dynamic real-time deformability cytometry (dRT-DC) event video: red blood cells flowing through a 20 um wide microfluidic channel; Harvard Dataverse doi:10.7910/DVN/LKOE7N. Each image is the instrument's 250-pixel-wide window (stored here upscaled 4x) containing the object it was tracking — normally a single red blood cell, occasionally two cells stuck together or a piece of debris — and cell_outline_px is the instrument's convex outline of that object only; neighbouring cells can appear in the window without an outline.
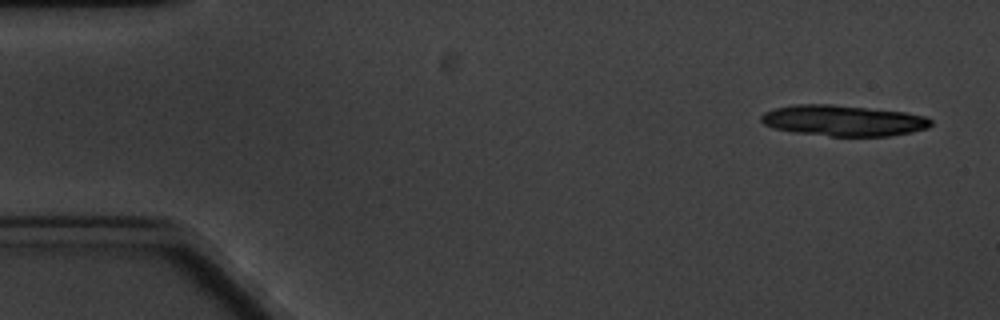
{"species": "common noctule bat (a hibernating species)", "species_latin": "Nyctalus noctula", "temperature_condition": "cold", "stored_images_in_passage": 3, "camera_frame_rate_fps": 3000, "um_per_image_px": 0.085, "animal": {"sex": "male", "body_mass_g": 20.1, "forearm_length_mm": 53.5}, "frame": {"image": 1, "passage_image": 1, "time_ms": 0.0, "image_size_px": [1000, 320], "cell_outline_px": [[932, 124], [928, 128], [912, 132], [888, 136], [832, 136], [792, 132], [776, 128], [764, 124], [760, 120], [760, 116], [764, 112], [776, 108], [792, 104], [832, 104], [904, 112], [924, 116], [932, 120]], "centroid_in_image_um": [71.67, 10.25], "position_along_channel_um": 13.3, "area_um2": 30.52}}